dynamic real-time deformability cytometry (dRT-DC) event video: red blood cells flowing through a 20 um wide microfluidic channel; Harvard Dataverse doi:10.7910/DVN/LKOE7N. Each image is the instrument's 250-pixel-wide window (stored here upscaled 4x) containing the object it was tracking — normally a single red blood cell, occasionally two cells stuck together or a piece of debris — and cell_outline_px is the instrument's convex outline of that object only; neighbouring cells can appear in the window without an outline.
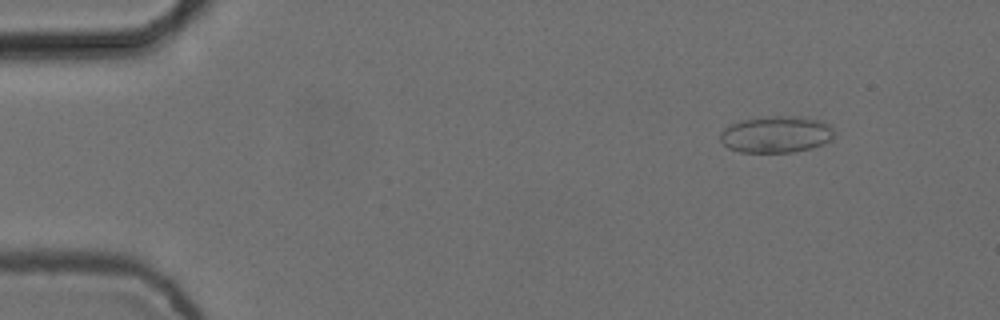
{"species": "common noctule bat (a hibernating species)", "species_latin": "Nyctalus noctula", "temperature_condition": "cold", "stored_images_in_passage": 5, "camera_frame_rate_fps": 3000, "um_per_image_px": 0.085, "animal": {"sex": "female", "body_mass_g": 24.6, "forearm_length_mm": 56.2}, "frame": {"image": 1, "passage_image": 2, "time_ms": 0.333, "image_size_px": [1000, 320], "cell_outline_px": [[836, 132], [824, 144], [792, 152], [740, 152], [728, 148], [720, 140], [720, 132], [724, 128], [740, 120], [772, 116], [800, 116], [820, 120], [828, 124]], "centroid_in_image_um": [65.96, 11.41], "position_along_channel_um": 19.0, "area_um2": 24.28}}